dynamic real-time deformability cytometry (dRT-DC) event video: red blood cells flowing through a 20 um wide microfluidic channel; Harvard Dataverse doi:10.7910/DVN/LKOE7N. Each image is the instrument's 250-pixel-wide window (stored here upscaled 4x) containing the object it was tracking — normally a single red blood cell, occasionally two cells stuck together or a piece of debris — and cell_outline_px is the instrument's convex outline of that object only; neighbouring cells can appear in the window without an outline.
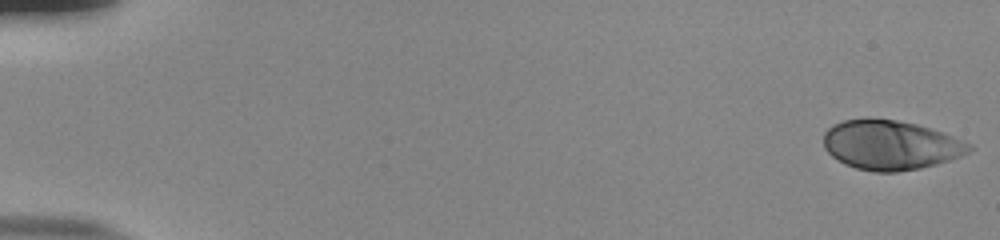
{"species": "human", "species_latin": "Homo sapiens", "temperature_condition": "room temperature", "stored_images_in_passage": 54, "camera_frame_rate_fps": 3000, "um_per_image_px": 0.085, "donor": {"sex": "male"}, "frame": {"image": 1, "passage_image": 1, "time_ms": 0.0, "image_size_px": [1000, 240], "cell_outline_px": [[976, 148], [960, 156], [936, 164], [920, 168], [896, 172], [872, 172], [856, 168], [844, 164], [832, 156], [824, 148], [824, 132], [832, 124], [844, 120], [868, 116], [896, 120], [916, 124], [944, 132], [972, 144]], "centroid_in_image_um": [75.69, 12.31], "position_along_channel_um": 9.3, "area_um2": 42.54}}
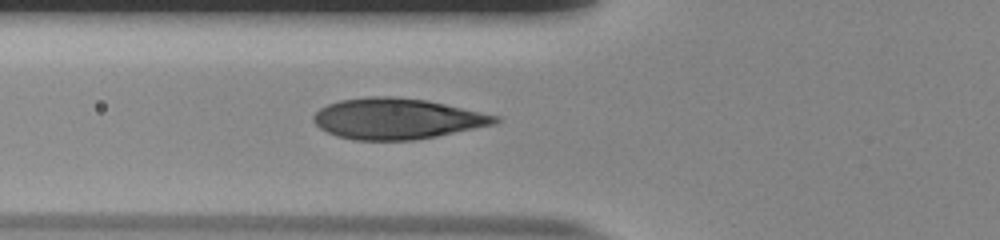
{"frame": {"image": 2, "passage_image": 21, "time_ms": 6.667, "image_size_px": [1000, 240], "cell_outline_px": [[500, 120], [496, 124], [436, 136], [412, 140], [352, 140], [336, 136], [320, 128], [312, 120], [312, 116], [320, 108], [328, 104], [340, 100], [368, 96], [392, 96], [428, 100], [500, 116]], "centroid_in_image_um": [33.73, 10.08], "position_along_channel_um": 92.1, "area_um2": 43.29}}
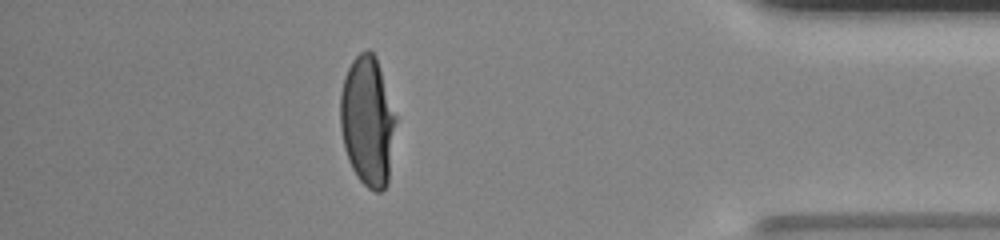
{"frame": {"image": 3, "passage_image": 48, "time_ms": 15.667, "image_size_px": [1000, 240], "cell_outline_px": [[396, 120], [388, 184], [380, 192], [376, 192], [368, 188], [356, 176], [348, 160], [344, 148], [340, 128], [340, 92], [344, 76], [352, 60], [360, 52], [368, 48], [376, 56], [396, 116]], "centroid_in_image_um": [31.23, 10.3], "position_along_channel_um": 404.0, "area_um2": 42.19}, "authors_computed_cell_mechanics": {"area_um2": 42.4541, "velocity_mm_per_s": 3.833, "shape_relaxation_time_tau1_ms": 4.22, "shape_relaxation_time_tau2_ms": null, "deformation_change_tau1": 0.2215, "deformation_change_tau2": null}}